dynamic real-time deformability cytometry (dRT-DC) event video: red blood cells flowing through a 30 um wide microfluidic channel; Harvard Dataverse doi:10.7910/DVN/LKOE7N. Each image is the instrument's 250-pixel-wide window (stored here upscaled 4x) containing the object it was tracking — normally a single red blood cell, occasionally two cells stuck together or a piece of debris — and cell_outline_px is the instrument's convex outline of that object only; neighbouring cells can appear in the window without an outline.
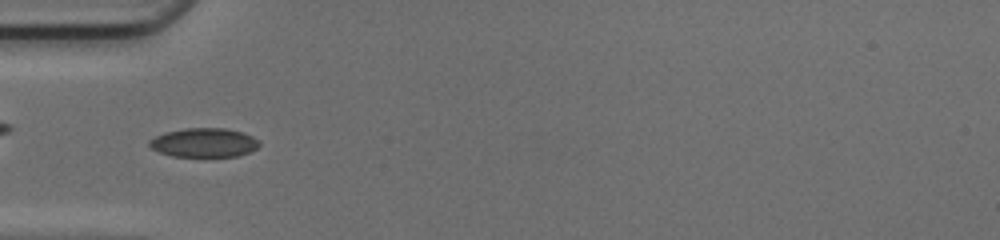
{"species": "common noctule bat (a hibernating species)", "species_latin": "Nyctalus noctula", "temperature_condition": "cold", "stored_images_in_passage": 33, "camera_frame_rate_fps": 3000, "um_per_image_px": 0.085, "animal": {"sex": "female", "body_mass_g": 17.0, "forearm_length_mm": 48.0}, "frame": {"image": 1, "passage_image": 2, "time_ms": 0.333, "image_size_px": [1000, 240], "cell_outline_px": [[260, 144], [256, 148], [248, 152], [236, 156], [172, 156], [160, 152], [152, 148], [148, 144], [148, 140], [164, 132], [184, 128], [224, 128], [244, 132], [260, 140]], "centroid_in_image_um": [17.34, 12.11], "position_along_channel_um": 67.7, "area_um2": 18.61}}
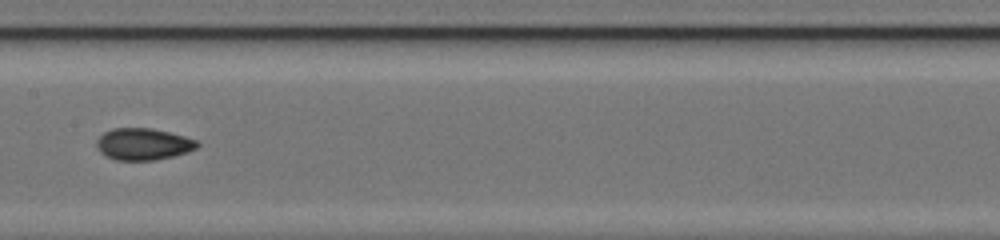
{"frame": {"image": 2, "passage_image": 11, "time_ms": 3.333, "image_size_px": [1000, 240], "cell_outline_px": [[200, 144], [196, 148], [188, 152], [156, 160], [116, 160], [100, 152], [96, 144], [96, 140], [104, 132], [112, 128], [152, 128], [184, 136], [196, 140]], "centroid_in_image_um": [12.17, 12.24], "position_along_channel_um": 195.2, "area_um2": 18.55}}
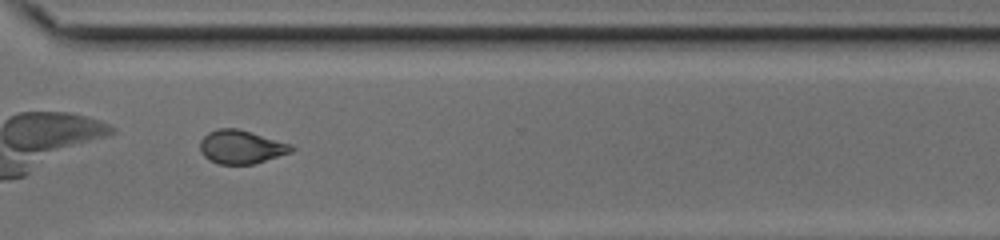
{"frame": {"image": 3, "passage_image": 22, "time_ms": 7.0, "image_size_px": [1000, 240], "cell_outline_px": [[296, 148], [292, 152], [252, 164], [216, 164], [208, 160], [200, 152], [200, 140], [208, 132], [220, 128], [236, 128], [292, 144]], "centroid_in_image_um": [20.48, 12.5], "position_along_channel_um": 350.1, "area_um2": 17.86}, "authors_computed_cell_mechanics": {"area_um2": 18.6116, "velocity_mm_per_s": 4.2273, "shape_relaxation_time_tau1_ms": null, "shape_relaxation_time_tau2_ms": 1.9626, "deformation_change_tau1": null, "deformation_change_tau2": 0.0695}}